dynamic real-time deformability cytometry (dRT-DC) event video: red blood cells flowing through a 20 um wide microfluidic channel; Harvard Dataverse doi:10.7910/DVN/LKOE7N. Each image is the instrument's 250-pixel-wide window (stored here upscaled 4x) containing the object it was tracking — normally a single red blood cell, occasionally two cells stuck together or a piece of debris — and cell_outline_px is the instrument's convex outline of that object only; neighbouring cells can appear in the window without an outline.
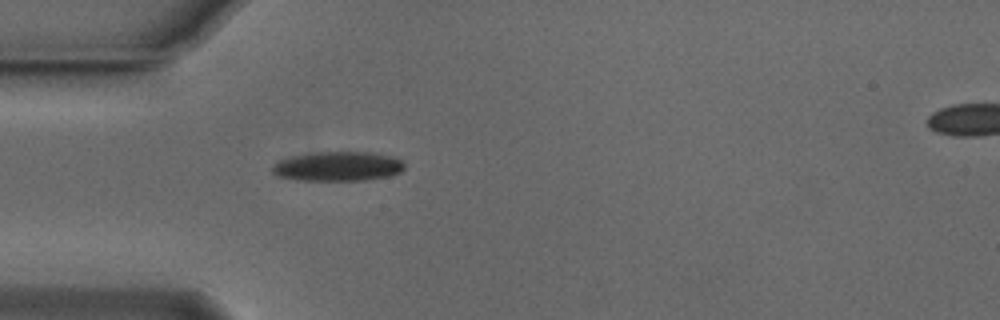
{"species": "Egyptian fruit bat (a non-hibernating species)", "species_latin": "Rousettus aegyptiacus", "temperature_condition": "cold", "stored_images_in_passage": 40, "camera_frame_rate_fps": 3000, "um_per_image_px": 0.085, "animal": {"sex": "male"}, "frame": {"image": 1, "passage_image": 1, "time_ms": 0.0, "image_size_px": [1000, 320], "cell_outline_px": [[404, 168], [400, 172], [388, 176], [364, 180], [296, 180], [276, 176], [272, 172], [272, 164], [280, 160], [296, 156], [316, 152], [372, 152], [392, 156], [400, 160], [404, 164]], "centroid_in_image_um": [28.71, 14.14], "position_along_channel_um": 56.3, "area_um2": 22.6}}
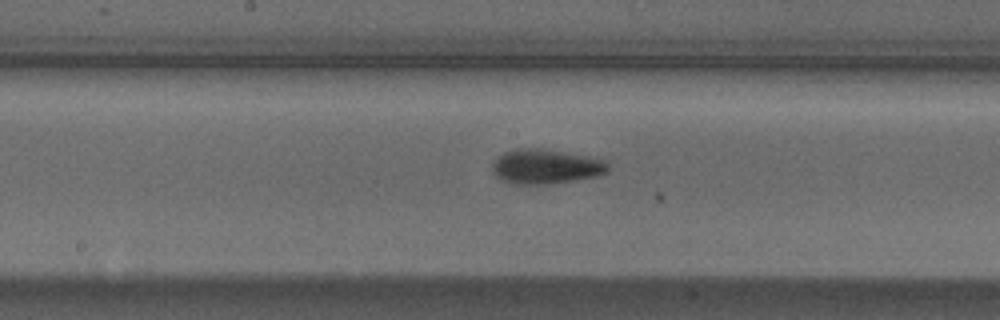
{"frame": {"image": 2, "passage_image": 13, "time_ms": 4.0, "image_size_px": [1000, 320], "cell_outline_px": [[608, 172], [600, 176], [576, 180], [548, 184], [512, 184], [496, 176], [492, 172], [492, 164], [504, 152], [520, 148], [536, 148], [588, 156], [604, 160], [608, 164]], "centroid_in_image_um": [46.41, 14.17], "position_along_channel_um": 201.8, "area_um2": 23.24}}
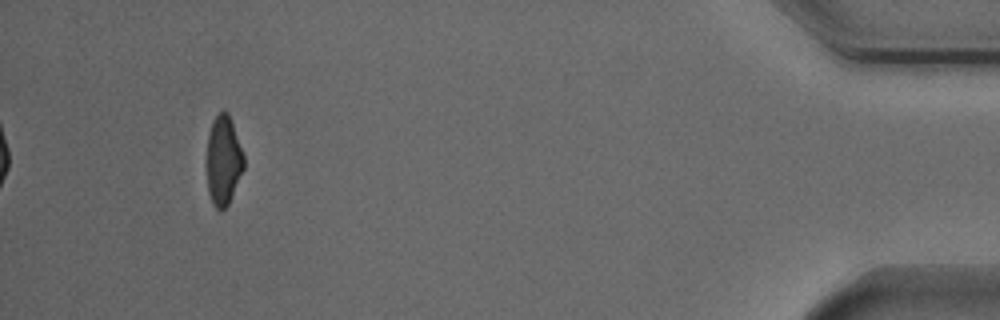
{"frame": {"image": 3, "passage_image": 36, "time_ms": 11.667, "image_size_px": [1000, 320], "cell_outline_px": [[244, 168], [228, 204], [220, 212], [212, 204], [208, 192], [208, 132], [212, 120], [220, 112], [228, 112], [244, 156]], "centroid_in_image_um": [18.99, 13.65], "position_along_channel_um": 416.2, "area_um2": 18.96}, "authors_computed_cell_mechanics": {"area_um2": 21.1259, "velocity_mm_per_s": 3.756, "shape_relaxation_time_tau1_ms": 3.1275, "shape_relaxation_time_tau2_ms": null, "deformation_change_tau1": 0.1325, "deformation_change_tau2": null}}